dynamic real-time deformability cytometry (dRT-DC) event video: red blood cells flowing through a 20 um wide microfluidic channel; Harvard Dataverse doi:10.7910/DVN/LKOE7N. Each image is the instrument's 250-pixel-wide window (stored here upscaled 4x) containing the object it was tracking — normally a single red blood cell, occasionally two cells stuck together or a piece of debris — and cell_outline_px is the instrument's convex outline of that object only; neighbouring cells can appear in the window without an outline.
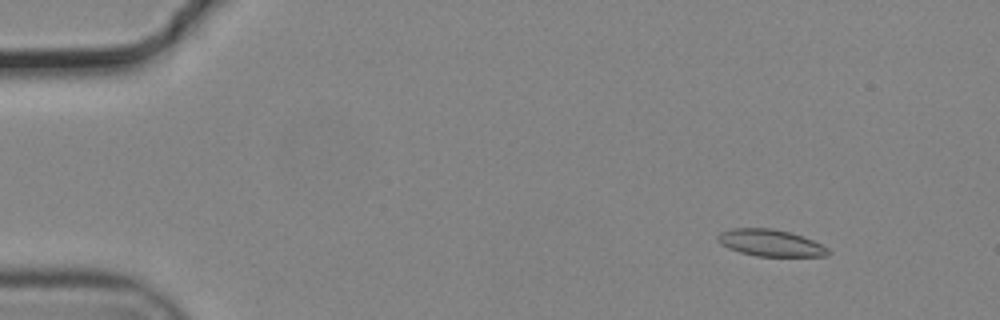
{"species": "common noctule bat (a hibernating species)", "species_latin": "Nyctalus noctula", "temperature_condition": "cold", "stored_images_in_passage": 19, "camera_frame_rate_fps": 3000, "um_per_image_px": 0.085, "animal": {"sex": "male", "body_mass_g": 19.2, "forearm_length_mm": 51.8}, "frame": {"image": 1, "passage_image": 7, "time_ms": 2.0, "image_size_px": [1000, 320], "cell_outline_px": [[832, 252], [828, 256], [756, 256], [740, 252], [728, 248], [720, 244], [716, 240], [716, 236], [720, 232], [732, 228], [772, 228], [788, 232], [812, 240], [828, 248]], "centroid_in_image_um": [65.45, 20.65], "position_along_channel_um": 19.5, "area_um2": 17.22}}
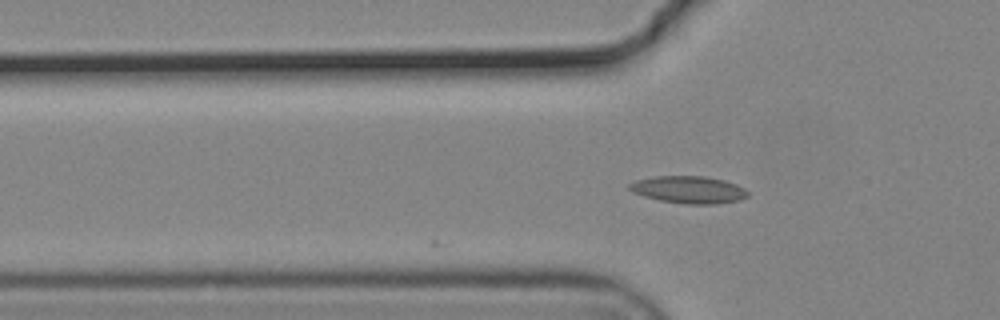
{"frame": {"image": 2, "passage_image": 19, "time_ms": 6.0, "image_size_px": [1000, 320], "cell_outline_px": [[748, 196], [740, 200], [716, 204], [684, 204], [660, 200], [644, 196], [632, 192], [628, 188], [628, 184], [636, 180], [656, 176], [704, 176], [724, 180], [736, 184], [744, 188], [748, 192]], "centroid_in_image_um": [58.54, 16.12], "position_along_channel_um": 67.3, "area_um2": 18.84}}